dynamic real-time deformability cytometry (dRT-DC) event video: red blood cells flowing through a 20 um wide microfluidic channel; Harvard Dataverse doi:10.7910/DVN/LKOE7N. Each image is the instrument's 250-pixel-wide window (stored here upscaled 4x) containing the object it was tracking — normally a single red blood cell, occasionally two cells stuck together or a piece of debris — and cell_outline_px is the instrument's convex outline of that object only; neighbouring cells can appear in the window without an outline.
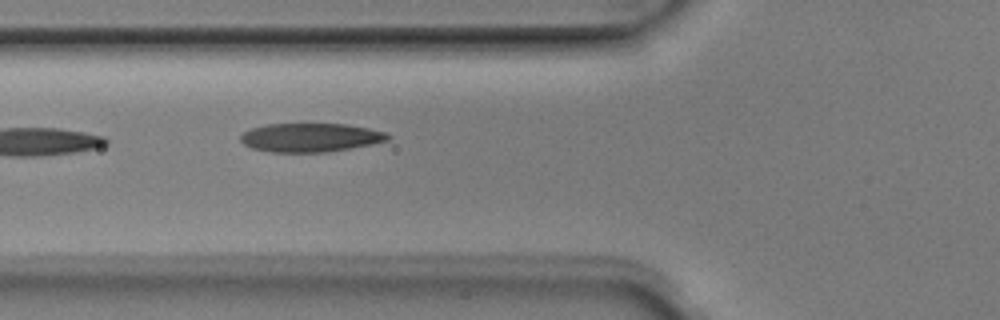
{"species": "Egyptian fruit bat (a non-hibernating species)", "species_latin": "Rousettus aegyptiacus", "temperature_condition": "room temperature", "stored_images_in_passage": 4, "camera_frame_rate_fps": 3000, "um_per_image_px": 0.085, "animal": {"sex": "male"}, "frame": {"image": 1, "passage_image": 4, "time_ms": 1.0, "image_size_px": [1000, 320], "cell_outline_px": [[392, 136], [388, 140], [372, 144], [324, 152], [272, 152], [252, 148], [244, 144], [240, 140], [240, 136], [244, 132], [252, 128], [268, 124], [348, 124], [368, 128], [384, 132]], "centroid_in_image_um": [26.38, 11.68], "position_along_channel_um": 99.4, "area_um2": 24.45}}